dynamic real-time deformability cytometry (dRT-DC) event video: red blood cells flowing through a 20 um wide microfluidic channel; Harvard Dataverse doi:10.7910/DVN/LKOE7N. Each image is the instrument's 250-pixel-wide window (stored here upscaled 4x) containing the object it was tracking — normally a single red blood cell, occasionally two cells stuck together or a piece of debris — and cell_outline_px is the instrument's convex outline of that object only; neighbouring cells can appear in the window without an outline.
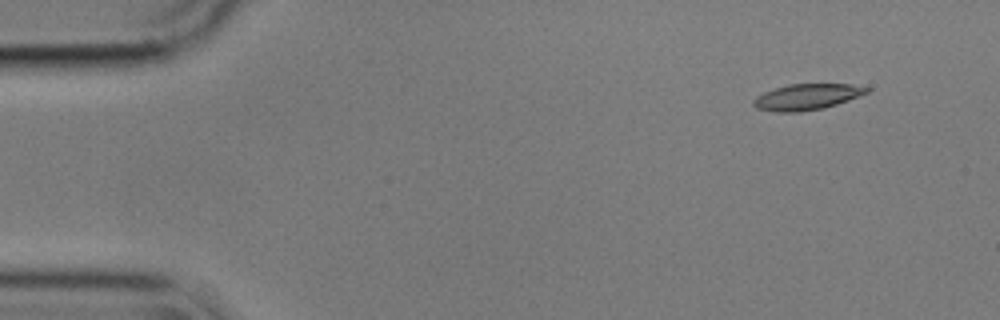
{"species": "common noctule bat (a hibernating species)", "species_latin": "Nyctalus noctula", "temperature_condition": "cold", "stored_images_in_passage": 10, "camera_frame_rate_fps": 3000, "um_per_image_px": 0.085, "animal": {"sex": "male", "body_mass_g": 17.9}, "frame": {"image": 1, "passage_image": 1, "time_ms": 0.0, "image_size_px": [1000, 320], "cell_outline_px": [[872, 88], [868, 92], [848, 100], [824, 108], [800, 112], [776, 112], [756, 108], [752, 104], [752, 100], [756, 96], [764, 92], [788, 84], [852, 84]], "centroid_in_image_um": [68.56, 8.23], "position_along_channel_um": 16.4, "area_um2": 17.17}}